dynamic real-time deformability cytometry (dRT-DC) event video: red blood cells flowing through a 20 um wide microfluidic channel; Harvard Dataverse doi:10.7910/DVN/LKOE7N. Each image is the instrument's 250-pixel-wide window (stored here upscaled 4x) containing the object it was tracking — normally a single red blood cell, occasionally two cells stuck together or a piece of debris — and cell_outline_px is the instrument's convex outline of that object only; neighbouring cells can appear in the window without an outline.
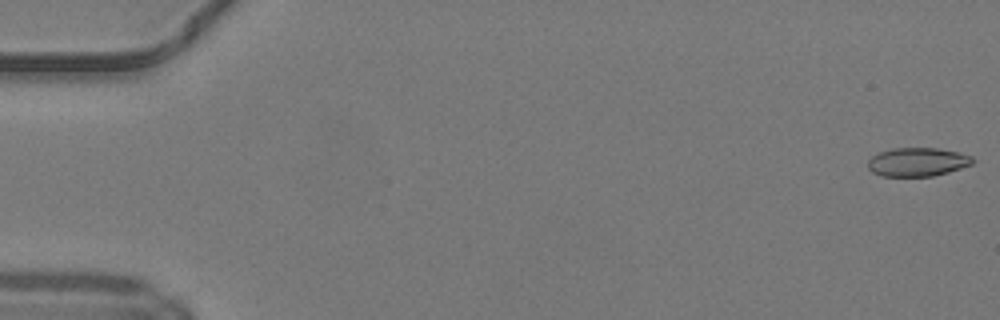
{"species": "common noctule bat (a hibernating species)", "species_latin": "Nyctalus noctula", "temperature_condition": "warm", "stored_images_in_passage": 50, "camera_frame_rate_fps": 3000, "um_per_image_px": 0.085, "animal": {"sex": "male", "body_mass_g": 19.2, "forearm_length_mm": 51.8}, "frame": {"image": 1, "passage_image": 1, "time_ms": 0.0, "image_size_px": [1000, 320], "cell_outline_px": [[976, 160], [972, 164], [948, 172], [932, 176], [880, 176], [872, 172], [868, 168], [868, 160], [872, 156], [880, 152], [892, 148], [936, 148], [960, 152], [972, 156]], "centroid_in_image_um": [77.99, 13.76], "position_along_channel_um": 7.0, "area_um2": 17.57}}
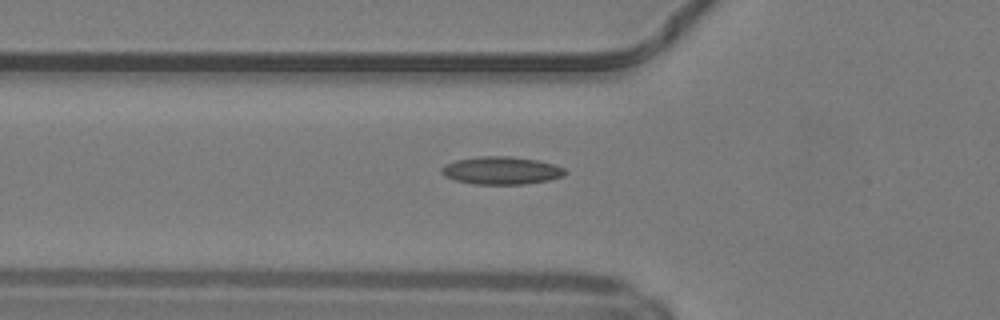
{"frame": {"image": 2, "passage_image": 18, "time_ms": 5.667, "image_size_px": [1000, 320], "cell_outline_px": [[568, 172], [564, 176], [548, 180], [524, 184], [472, 184], [456, 180], [444, 176], [440, 172], [440, 168], [444, 164], [456, 160], [476, 156], [512, 156], [536, 160], [552, 164], [564, 168]], "centroid_in_image_um": [42.58, 14.49], "position_along_channel_um": 83.2, "area_um2": 20.11}}
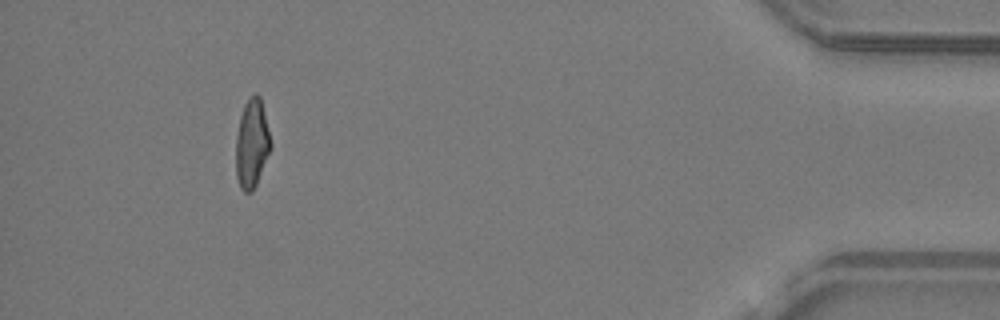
{"frame": {"image": 3, "passage_image": 46, "time_ms": 15.0, "image_size_px": [1000, 320], "cell_outline_px": [[272, 148], [256, 184], [252, 192], [244, 192], [240, 188], [236, 176], [236, 136], [240, 116], [244, 104], [256, 92], [260, 96], [272, 144]], "centroid_in_image_um": [21.41, 12.22], "position_along_channel_um": 413.8, "area_um2": 18.03}, "authors_computed_cell_mechanics": {"area_um2": 18.0914, "velocity_mm_per_s": 4.2286, "shape_relaxation_time_tau1_ms": null, "shape_relaxation_time_tau2_ms": 1.4989, "deformation_change_tau1": null, "deformation_change_tau2": 0.0862}}